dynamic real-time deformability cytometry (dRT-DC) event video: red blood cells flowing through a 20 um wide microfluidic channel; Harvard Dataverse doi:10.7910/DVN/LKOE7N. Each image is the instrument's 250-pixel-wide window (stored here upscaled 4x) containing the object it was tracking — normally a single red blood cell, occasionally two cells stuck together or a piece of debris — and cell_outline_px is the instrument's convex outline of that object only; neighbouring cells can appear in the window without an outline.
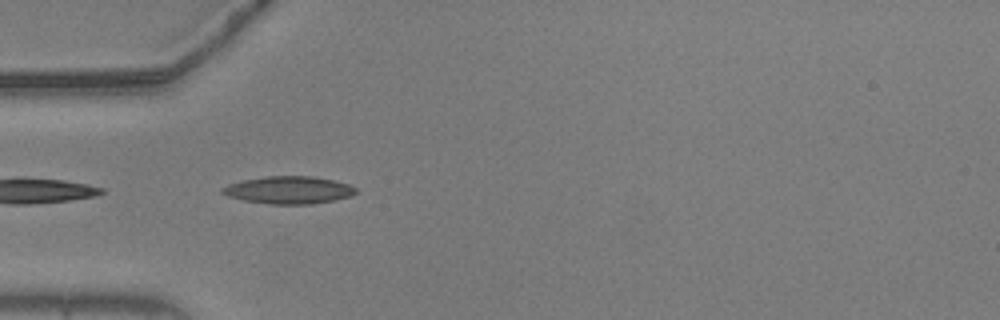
{"species": "common noctule bat (a hibernating species)", "species_latin": "Nyctalus noctula", "temperature_condition": "warm", "stored_images_in_passage": 36, "camera_frame_rate_fps": 3000, "um_per_image_px": 0.085, "animal": {"sex": "male", "body_mass_g": 20.5, "forearm_length_mm": 52.5}, "frame": {"image": 1, "passage_image": 1, "time_ms": 0.0, "image_size_px": [1000, 320], "cell_outline_px": [[356, 192], [352, 196], [312, 204], [268, 204], [244, 200], [228, 196], [220, 192], [220, 188], [228, 184], [244, 180], [268, 176], [312, 176], [332, 180], [348, 184], [356, 188]], "centroid_in_image_um": [24.52, 16.15], "position_along_channel_um": 60.5, "area_um2": 21.27}}
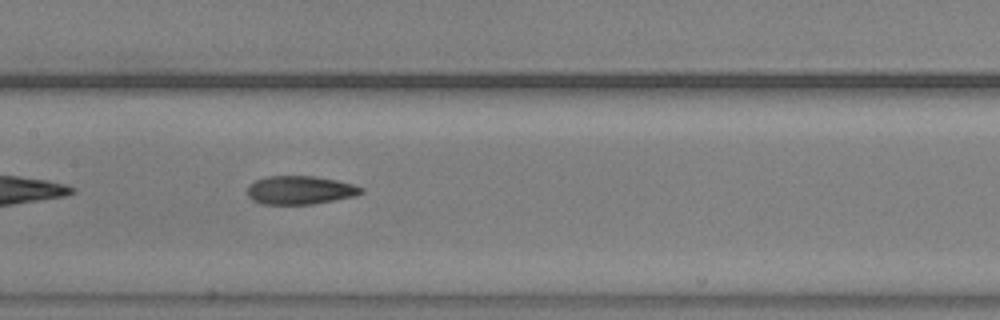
{"frame": {"image": 2, "passage_image": 11, "time_ms": 3.333, "image_size_px": [1000, 320], "cell_outline_px": [[364, 192], [356, 196], [312, 204], [260, 204], [252, 200], [248, 196], [248, 184], [256, 180], [268, 176], [312, 176], [336, 180], [352, 184], [364, 188]], "centroid_in_image_um": [25.5, 16.16], "position_along_channel_um": 181.9, "area_um2": 18.9}}
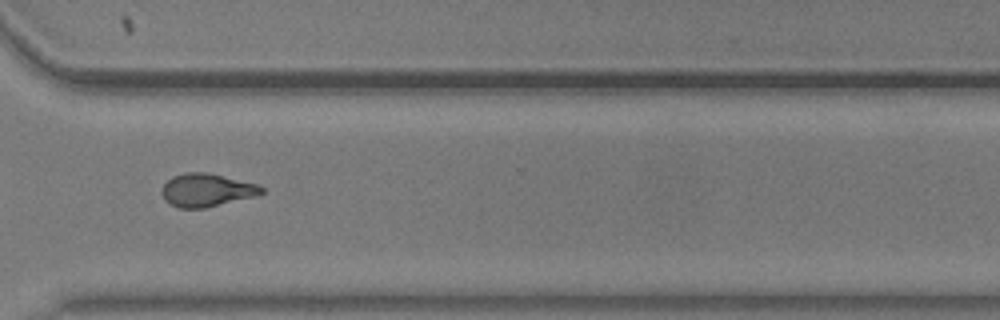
{"frame": {"image": 3, "passage_image": 25, "time_ms": 8.0, "image_size_px": [1000, 320], "cell_outline_px": [[264, 192], [252, 196], [204, 208], [180, 208], [164, 200], [160, 192], [164, 184], [172, 176], [184, 172], [208, 172], [256, 184], [264, 188]], "centroid_in_image_um": [17.5, 16.14], "position_along_channel_um": 353.1, "area_um2": 18.96}, "authors_computed_cell_mechanics": {"area_um2": 18.9873, "velocity_mm_per_s": 3.6745, "shape_relaxation_time_tau1_ms": null, "shape_relaxation_time_tau2_ms": 2.3122, "deformation_change_tau1": null, "deformation_change_tau2": 0.0979}}